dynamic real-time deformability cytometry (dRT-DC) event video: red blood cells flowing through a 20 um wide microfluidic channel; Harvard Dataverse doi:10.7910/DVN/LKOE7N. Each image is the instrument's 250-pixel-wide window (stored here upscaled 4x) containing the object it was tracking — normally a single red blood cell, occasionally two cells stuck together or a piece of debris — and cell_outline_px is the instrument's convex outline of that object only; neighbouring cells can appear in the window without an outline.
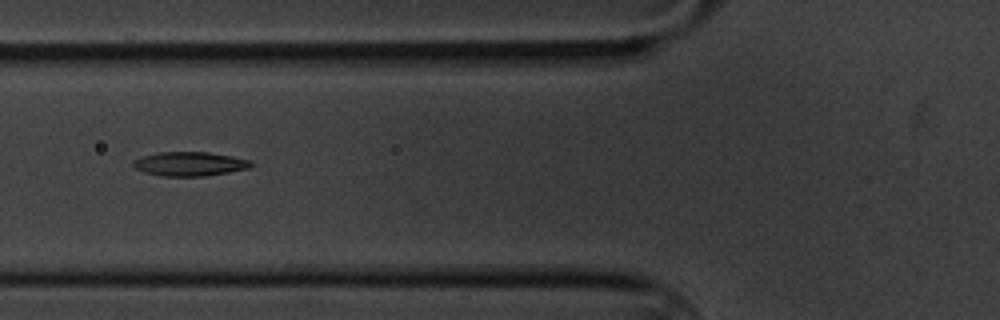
{"species": "common noctule bat (a hibernating species)", "species_latin": "Nyctalus noctula", "temperature_condition": "cold", "stored_images_in_passage": 12, "camera_frame_rate_fps": 3000, "um_per_image_px": 0.085, "animal": {"sex": "male", "body_mass_g": 20.1, "forearm_length_mm": 53.5}, "frame": {"image": 1, "passage_image": 5, "time_ms": 5.333, "image_size_px": [1000, 320], "cell_outline_px": [[256, 164], [248, 168], [228, 172], [204, 176], [164, 176], [144, 172], [136, 168], [132, 164], [132, 160], [140, 156], [156, 152], [208, 152], [232, 156], [252, 160]], "centroid_in_image_um": [16.12, 13.92], "position_along_channel_um": 109.7, "area_um2": 16.7}}
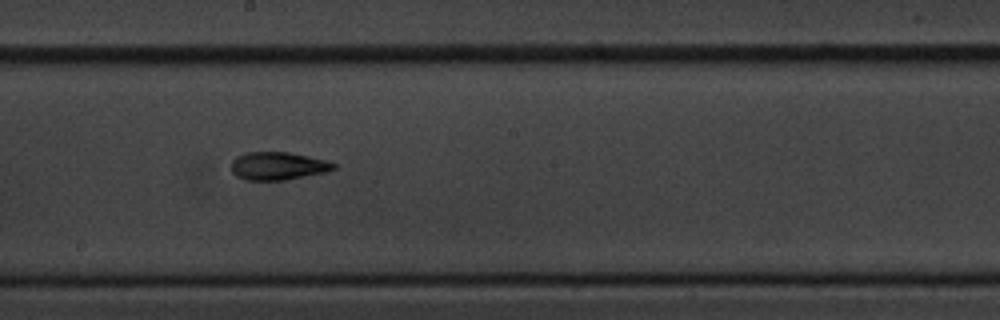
{"frame": {"image": 2, "passage_image": 8, "time_ms": 8.667, "image_size_px": [1000, 320], "cell_outline_px": [[336, 168], [324, 172], [284, 180], [248, 180], [236, 176], [232, 172], [232, 160], [236, 156], [244, 152], [288, 152], [308, 156], [324, 160], [336, 164]], "centroid_in_image_um": [23.58, 14.1], "position_along_channel_um": 224.6, "area_um2": 16.53}}
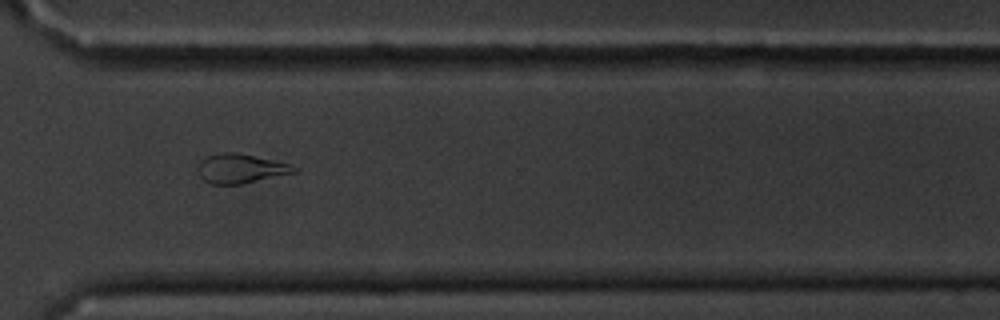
{"frame": {"image": 3, "passage_image": 11, "time_ms": 12.333, "image_size_px": [1000, 320], "cell_outline_px": [[300, 168], [296, 172], [240, 184], [212, 184], [204, 180], [200, 176], [196, 168], [200, 160], [208, 156], [220, 152], [236, 152], [288, 164]], "centroid_in_image_um": [20.4, 14.32], "position_along_channel_um": 350.2, "area_um2": 16.24}, "authors_computed_cell_mechanics": {"area_um2": 16.4152, "velocity_mm_per_s": 3.4433, "shape_relaxation_time_tau1_ms": 3.3079, "shape_relaxation_time_tau2_ms": 3.363, "deformation_change_tau1": 0.1637, "deformation_change_tau2": 0.1158}}